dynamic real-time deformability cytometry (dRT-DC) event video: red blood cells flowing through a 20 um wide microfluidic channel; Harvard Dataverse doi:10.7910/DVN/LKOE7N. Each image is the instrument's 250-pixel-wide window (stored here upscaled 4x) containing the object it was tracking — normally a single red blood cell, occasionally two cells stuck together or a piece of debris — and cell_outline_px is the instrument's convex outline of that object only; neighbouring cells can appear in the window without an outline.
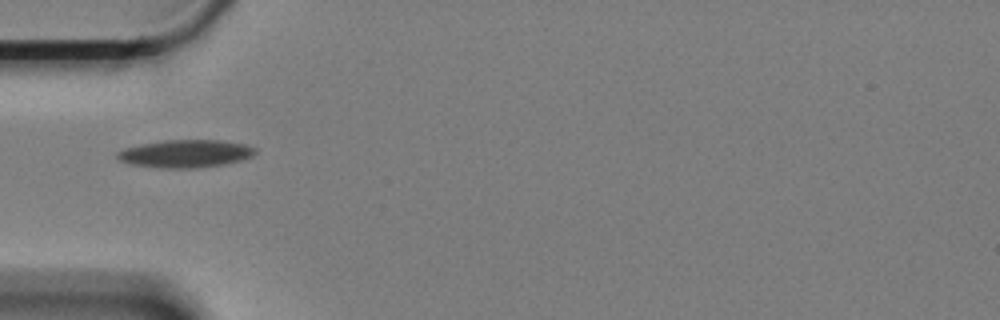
{"species": "Egyptian fruit bat (a non-hibernating species)", "species_latin": "Rousettus aegyptiacus", "temperature_condition": "cold", "stored_images_in_passage": 42, "camera_frame_rate_fps": 3000, "um_per_image_px": 0.085, "animal": {"sex": "female"}, "frame": {"image": 1, "passage_image": 1, "time_ms": 0.0, "image_size_px": [1000, 320], "cell_outline_px": [[256, 152], [252, 156], [244, 160], [224, 164], [196, 168], [160, 168], [132, 164], [120, 160], [116, 156], [116, 152], [124, 148], [140, 144], [164, 140], [220, 140], [244, 144], [256, 148]], "centroid_in_image_um": [15.77, 13.06], "position_along_channel_um": 69.2, "area_um2": 22.37}}
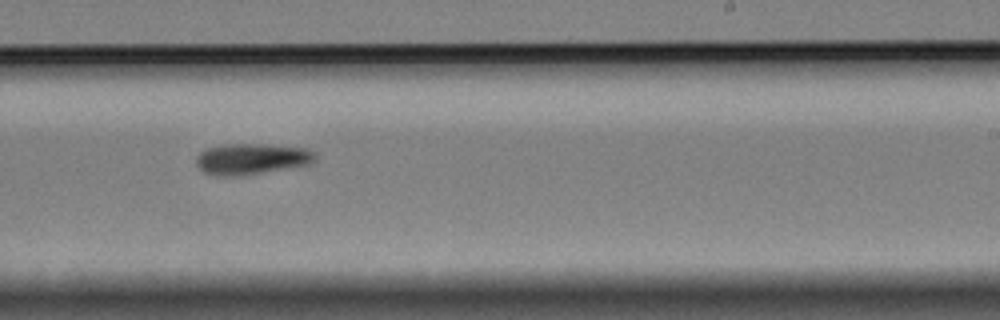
{"frame": {"image": 2, "passage_image": 19, "time_ms": 6.0, "image_size_px": [1000, 320], "cell_outline_px": [[316, 160], [312, 164], [244, 176], [216, 176], [204, 172], [196, 164], [196, 156], [200, 152], [208, 148], [228, 144], [260, 144], [304, 148], [316, 152]], "centroid_in_image_um": [21.41, 13.53], "position_along_channel_um": 267.6, "area_um2": 21.68}}
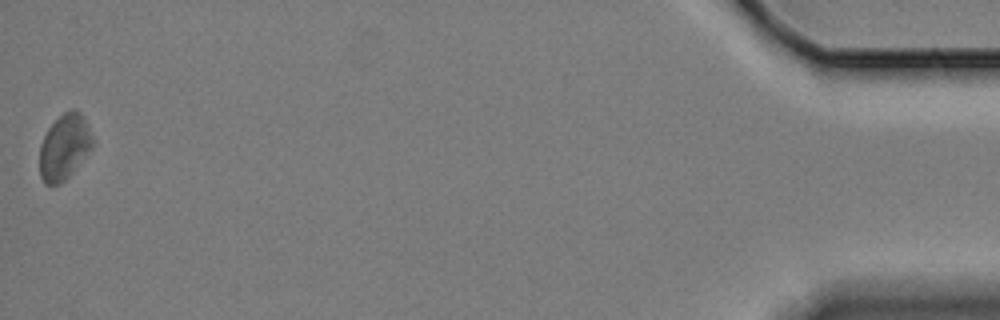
{"frame": {"image": 3, "passage_image": 42, "time_ms": 13.667, "image_size_px": [1000, 320], "cell_outline_px": [[96, 140], [92, 148], [72, 172], [60, 184], [44, 184], [40, 176], [40, 144], [48, 128], [64, 112], [72, 108], [76, 108], [84, 116]], "centroid_in_image_um": [5.51, 12.46], "position_along_channel_um": 429.7, "area_um2": 20.4}}